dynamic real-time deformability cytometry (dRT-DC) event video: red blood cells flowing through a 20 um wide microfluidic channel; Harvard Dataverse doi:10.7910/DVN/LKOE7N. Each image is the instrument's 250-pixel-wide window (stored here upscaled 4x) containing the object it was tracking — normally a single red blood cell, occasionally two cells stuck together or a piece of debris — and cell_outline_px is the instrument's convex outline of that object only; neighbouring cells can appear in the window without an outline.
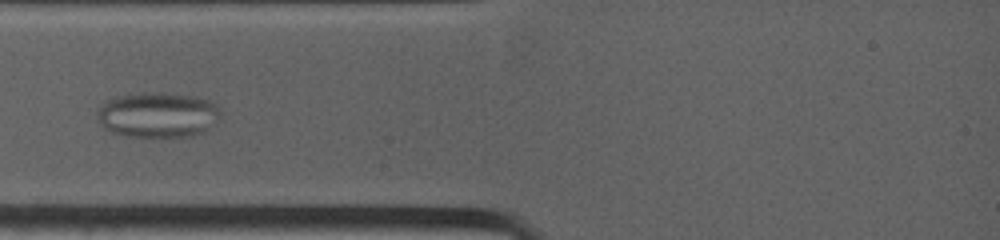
{"species": "common noctule bat (a hibernating species)", "species_latin": "Nyctalus noctula", "temperature_condition": "warm", "stored_images_in_passage": 4, "camera_frame_rate_fps": 4500, "um_per_image_px": 0.085, "animal": {"sex": "female", "body_mass_g": 19.0, "forearm_length_mm": 53.3}, "frame": {"image": 1, "passage_image": 2, "time_ms": 1.333, "image_size_px": [1000, 240], "cell_outline_px": [[220, 116], [216, 124], [204, 132], [192, 136], [124, 136], [112, 132], [104, 128], [100, 124], [96, 116], [96, 112], [100, 104], [116, 96], [140, 92], [160, 92], [196, 96], [208, 100], [216, 104], [220, 108]], "centroid_in_image_um": [13.41, 9.75], "position_along_channel_um": 71.6, "area_um2": 33.06}}
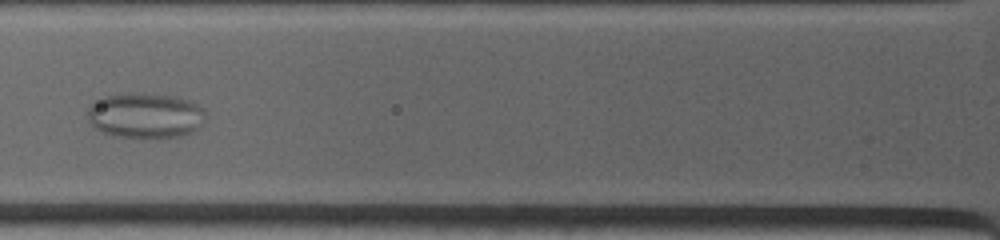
{"frame": {"image": 2, "passage_image": 3, "time_ms": 2.444, "image_size_px": [1000, 240], "cell_outline_px": [[204, 124], [196, 132], [180, 136], [116, 136], [104, 132], [96, 128], [88, 120], [88, 104], [104, 96], [128, 92], [176, 96], [188, 100], [204, 108]], "centroid_in_image_um": [12.37, 9.79], "position_along_channel_um": 113.4, "area_um2": 31.1}}